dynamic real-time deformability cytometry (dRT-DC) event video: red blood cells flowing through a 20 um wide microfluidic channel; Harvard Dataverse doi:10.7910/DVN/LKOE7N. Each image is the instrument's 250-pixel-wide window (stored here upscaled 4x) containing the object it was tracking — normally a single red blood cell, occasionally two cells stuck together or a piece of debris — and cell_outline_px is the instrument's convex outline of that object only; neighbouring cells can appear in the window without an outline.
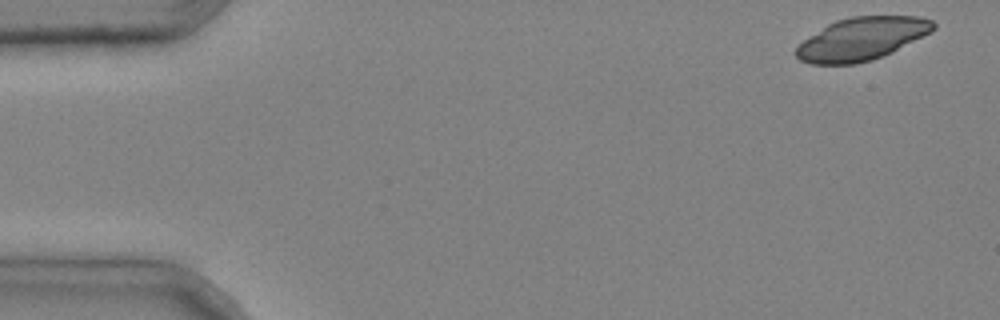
{"species": "common noctule bat (a hibernating species)", "species_latin": "Nyctalus noctula", "temperature_condition": "cold", "stored_images_in_passage": 4, "camera_frame_rate_fps": 3000, "um_per_image_px": 0.085, "animal": {"sex": "male", "body_mass_g": 20.4}, "frame": {"image": 1, "passage_image": 1, "time_ms": 0.0, "image_size_px": [1000, 320], "cell_outline_px": [[936, 28], [932, 32], [884, 56], [872, 60], [856, 64], [812, 64], [800, 60], [792, 52], [804, 40], [828, 24], [836, 20], [852, 16], [916, 16], [932, 20], [936, 24]], "centroid_in_image_um": [73.26, 3.31], "position_along_channel_um": 11.7, "area_um2": 34.28}}